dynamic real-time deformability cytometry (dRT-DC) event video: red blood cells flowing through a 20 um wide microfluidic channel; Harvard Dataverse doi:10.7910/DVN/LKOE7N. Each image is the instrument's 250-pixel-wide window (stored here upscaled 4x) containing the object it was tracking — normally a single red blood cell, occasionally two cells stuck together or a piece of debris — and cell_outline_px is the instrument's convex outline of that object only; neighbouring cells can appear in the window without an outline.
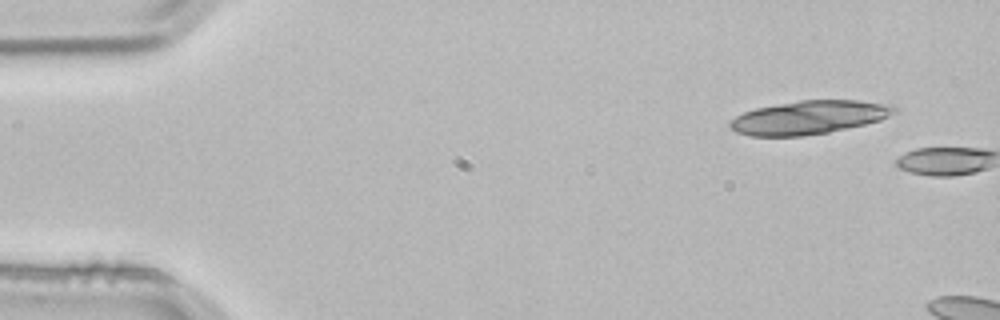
{"species": "common noctule bat (a hibernating species)", "species_latin": "Nyctalus noctula", "temperature_condition": "room temperature", "stored_images_in_passage": 2, "camera_frame_rate_fps": 3000, "um_per_image_px": 0.085, "animal": {"sex": "male", "body_mass_g": 21.5, "forearm_length_mm": 52.0}, "frame": {"image": 1, "passage_image": 1, "time_ms": 0.0, "image_size_px": [1000, 320], "cell_outline_px": [[896, 112], [880, 120], [864, 124], [828, 132], [804, 136], [748, 136], [736, 132], [728, 128], [728, 120], [744, 112], [756, 108], [800, 100], [856, 100], [892, 104], [896, 108]], "centroid_in_image_um": [68.72, 9.98], "position_along_channel_um": 16.3, "area_um2": 32.14}}